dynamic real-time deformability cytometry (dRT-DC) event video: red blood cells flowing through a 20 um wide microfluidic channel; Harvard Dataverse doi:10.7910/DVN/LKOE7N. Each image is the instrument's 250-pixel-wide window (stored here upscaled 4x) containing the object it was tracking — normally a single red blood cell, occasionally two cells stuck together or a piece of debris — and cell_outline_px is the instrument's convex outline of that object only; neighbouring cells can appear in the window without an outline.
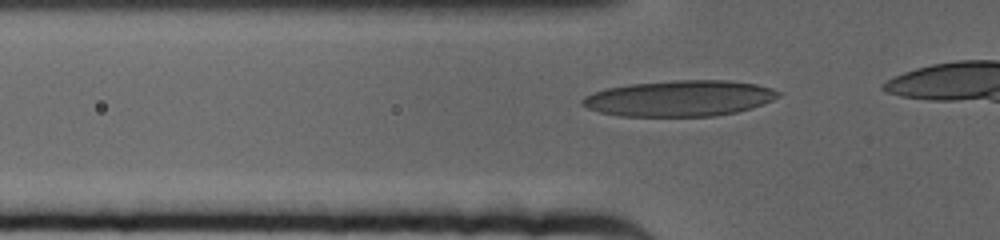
{"species": "human", "species_latin": "Homo sapiens", "temperature_condition": "cold", "stored_images_in_passage": 25, "camera_frame_rate_fps": 3000, "um_per_image_px": 0.085, "donor": {"sex": "female"}, "frame": {"image": 1, "passage_image": 10, "time_ms": 3.0, "image_size_px": [1000, 240], "cell_outline_px": [[780, 96], [772, 100], [752, 108], [736, 112], [716, 116], [620, 116], [600, 112], [588, 108], [580, 104], [580, 100], [584, 96], [608, 88], [632, 84], [676, 80], [724, 80], [756, 84], [772, 88], [780, 92]], "centroid_in_image_um": [57.77, 8.36], "position_along_channel_um": 68.0, "area_um2": 40.86}}
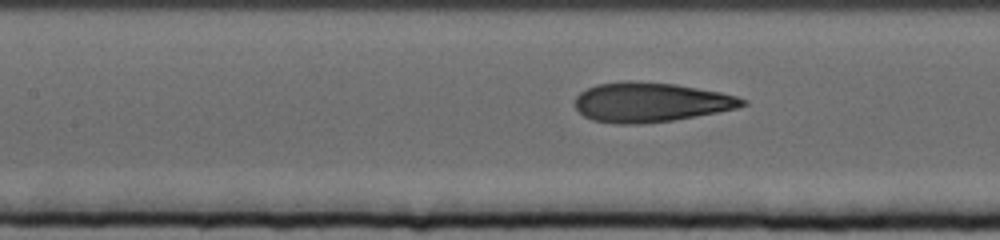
{"frame": {"image": 2, "passage_image": 18, "time_ms": 5.667, "image_size_px": [1000, 240], "cell_outline_px": [[748, 104], [736, 108], [716, 112], [672, 120], [640, 124], [616, 124], [592, 120], [584, 116], [576, 108], [576, 96], [580, 92], [596, 84], [624, 80], [628, 80], [676, 84], [720, 92], [736, 96], [748, 100]], "centroid_in_image_um": [55.28, 8.68], "position_along_channel_um": 152.1, "area_um2": 38.55}}
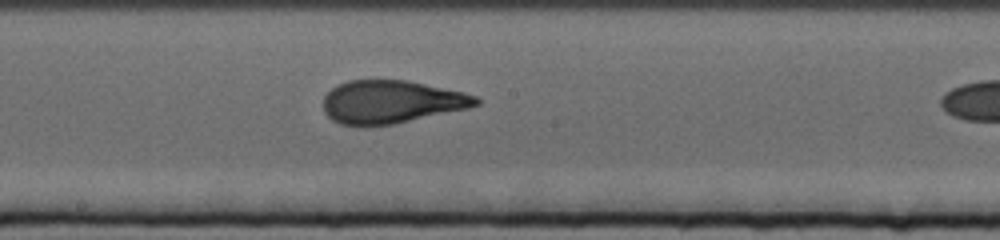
{"frame": {"image": 3, "passage_image": 24, "time_ms": 7.667, "image_size_px": [1000, 240], "cell_outline_px": [[480, 104], [468, 108], [396, 124], [364, 128], [360, 128], [340, 124], [332, 120], [324, 112], [324, 96], [336, 84], [348, 80], [408, 80], [464, 92], [476, 96], [480, 100]], "centroid_in_image_um": [33.23, 8.68], "position_along_channel_um": 215.0, "area_um2": 38.96}}